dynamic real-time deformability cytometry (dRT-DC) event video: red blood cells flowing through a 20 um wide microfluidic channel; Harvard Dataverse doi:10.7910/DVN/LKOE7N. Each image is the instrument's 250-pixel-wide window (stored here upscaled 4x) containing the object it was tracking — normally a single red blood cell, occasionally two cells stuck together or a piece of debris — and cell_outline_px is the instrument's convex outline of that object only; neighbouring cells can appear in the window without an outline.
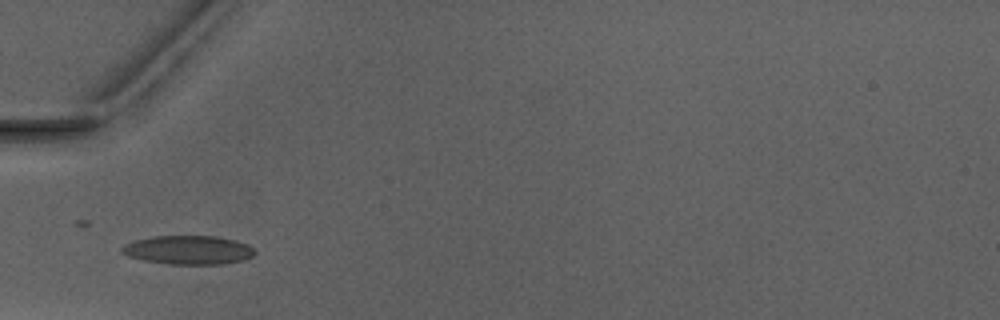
{"species": "Egyptian fruit bat (a non-hibernating species)", "species_latin": "Rousettus aegyptiacus", "temperature_condition": "warm", "stored_images_in_passage": 1, "camera_frame_rate_fps": 3000, "um_per_image_px": 0.085, "animal": {"sex": "male"}, "frame": {"image": 1, "passage_image": 1, "time_ms": 0.0, "image_size_px": [1000, 320], "cell_outline_px": [[256, 252], [252, 256], [244, 260], [220, 264], [168, 264], [144, 260], [128, 256], [120, 252], [120, 248], [124, 244], [136, 240], [152, 236], [216, 236], [236, 240], [248, 244]], "centroid_in_image_um": [16.0, 21.24], "position_along_channel_um": 69.0, "area_um2": 22.37}}